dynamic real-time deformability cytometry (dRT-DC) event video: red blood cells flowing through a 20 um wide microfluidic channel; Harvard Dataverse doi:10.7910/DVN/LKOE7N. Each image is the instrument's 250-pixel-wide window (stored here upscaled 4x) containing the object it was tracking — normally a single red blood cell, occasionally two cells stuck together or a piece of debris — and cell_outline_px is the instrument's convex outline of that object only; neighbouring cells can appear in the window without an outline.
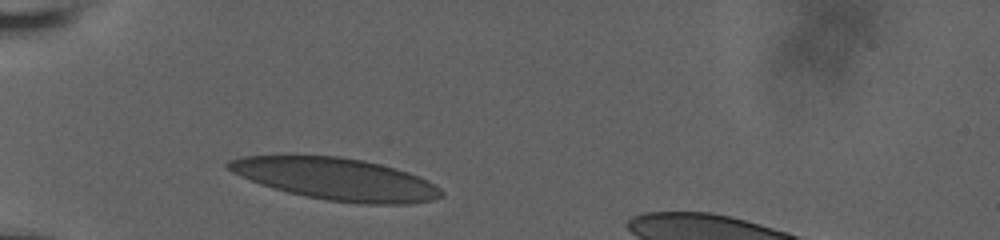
{"species": "human", "species_latin": "Homo sapiens", "temperature_condition": "room temperature", "stored_images_in_passage": 31, "camera_frame_rate_fps": 3000, "um_per_image_px": 0.085, "donor": {"sex": "male"}, "frame": {"image": 1, "passage_image": 1, "time_ms": 0.0, "image_size_px": [1000, 240], "cell_outline_px": [[444, 196], [432, 200], [408, 204], [364, 204], [324, 200], [288, 192], [272, 188], [260, 184], [240, 176], [232, 172], [224, 164], [228, 160], [240, 156], [340, 156], [364, 160], [396, 168], [408, 172], [428, 180], [440, 188], [444, 192]], "centroid_in_image_um": [28.58, 15.22], "position_along_channel_um": 56.4, "area_um2": 52.25}}
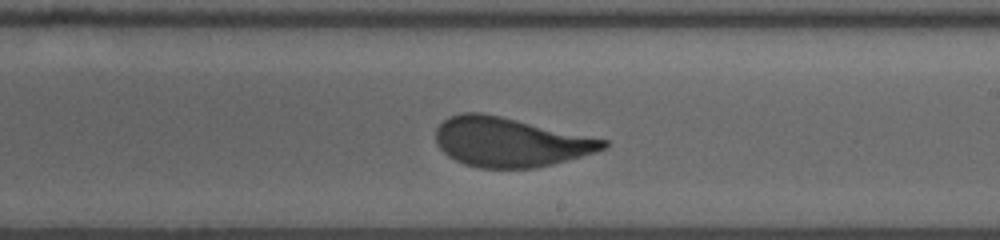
{"frame": {"image": 2, "passage_image": 18, "time_ms": 5.667, "image_size_px": [1000, 240], "cell_outline_px": [[608, 144], [604, 148], [580, 156], [552, 164], [536, 168], [480, 168], [464, 164], [448, 156], [436, 144], [436, 128], [448, 116], [464, 112], [480, 112], [500, 116], [608, 140]], "centroid_in_image_um": [43.29, 12.07], "position_along_channel_um": 245.7, "area_um2": 47.74}}
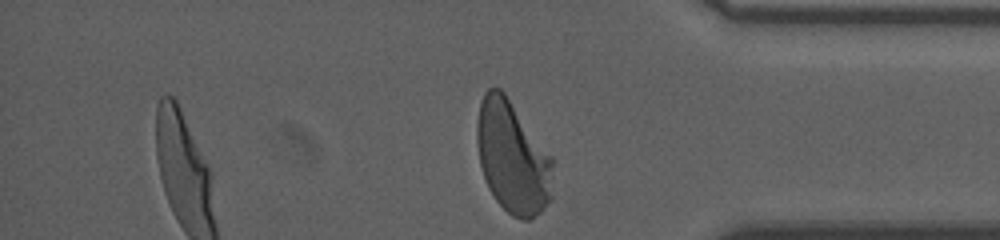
{"frame": {"image": 3, "passage_image": 31, "time_ms": 10.0, "image_size_px": [1000, 240], "cell_outline_px": [[552, 200], [540, 212], [528, 220], [524, 220], [512, 216], [496, 200], [488, 188], [480, 164], [476, 140], [476, 124], [480, 104], [484, 92], [488, 88], [500, 88], [504, 92], [552, 156]], "centroid_in_image_um": [43.56, 13.37], "position_along_channel_um": 391.6, "area_um2": 49.71}, "authors_computed_cell_mechanics": {"area_um2": 48.8988, "velocity_mm_per_s": 3.6373, "shape_relaxation_time_tau1_ms": 4.7549, "shape_relaxation_time_tau2_ms": null, "deformation_change_tau1": 0.1909, "deformation_change_tau2": null}}